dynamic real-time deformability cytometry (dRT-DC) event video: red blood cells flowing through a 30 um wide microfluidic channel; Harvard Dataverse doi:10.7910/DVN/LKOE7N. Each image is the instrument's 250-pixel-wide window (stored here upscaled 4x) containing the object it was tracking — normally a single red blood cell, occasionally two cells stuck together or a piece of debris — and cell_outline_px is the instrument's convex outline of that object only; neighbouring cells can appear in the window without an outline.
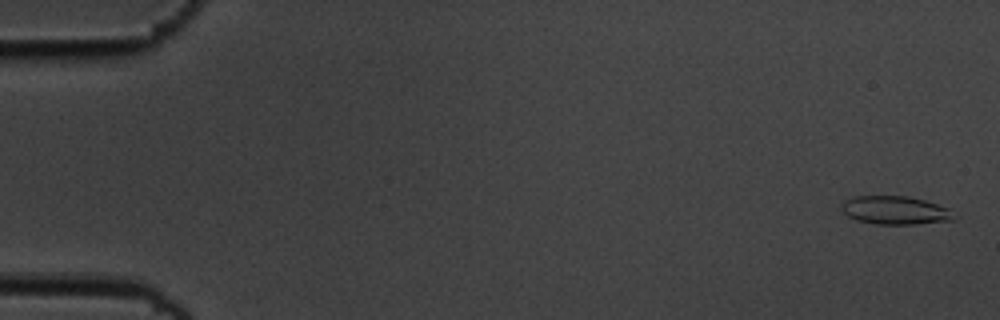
{"species": "common noctule bat (a hibernating species)", "species_latin": "Nyctalus noctula", "temperature_condition": "cold", "stored_images_in_passage": 56, "camera_frame_rate_fps": 3000, "um_per_image_px": 0.085, "animal": {"sex": "male", "body_mass_g": 19.5, "forearm_length_mm": 54.6}, "frame": {"image": 1, "passage_image": 2, "time_ms": 0.333, "image_size_px": [1000, 320], "cell_outline_px": [[956, 220], [916, 224], [876, 224], [856, 220], [848, 216], [840, 208], [840, 204], [844, 200], [852, 196], [908, 196], [924, 200], [948, 208], [956, 216]], "centroid_in_image_um": [76.07, 17.87], "position_along_channel_um": 8.9, "area_um2": 18.73}}
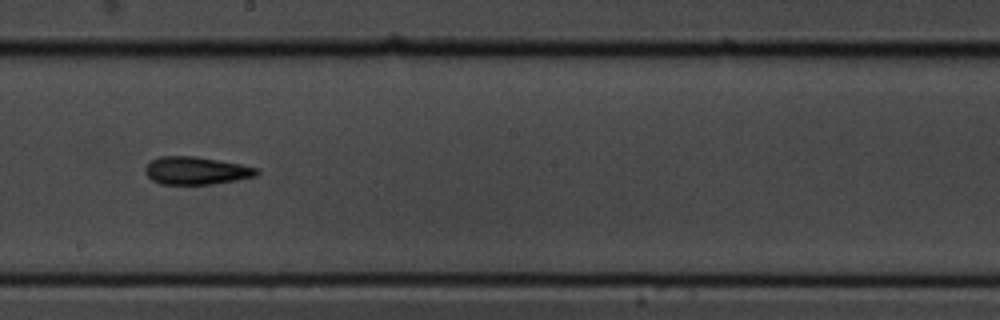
{"frame": {"image": 2, "passage_image": 32, "time_ms": 10.333, "image_size_px": [1000, 320], "cell_outline_px": [[260, 172], [256, 176], [236, 180], [212, 184], [160, 184], [152, 180], [144, 172], [144, 168], [152, 160], [160, 156], [196, 156], [240, 164], [260, 168]], "centroid_in_image_um": [16.69, 14.5], "position_along_channel_um": 231.5, "area_um2": 18.09}}
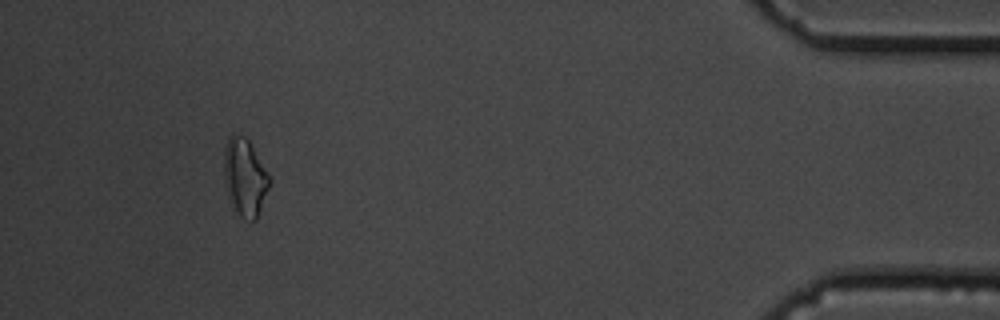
{"frame": {"image": 3, "passage_image": 52, "time_ms": 17.0, "image_size_px": [1000, 320], "cell_outline_px": [[272, 180], [256, 220], [252, 220], [240, 216], [232, 208], [224, 176], [224, 148], [228, 136], [232, 132], [244, 136], [248, 140], [272, 176]], "centroid_in_image_um": [20.83, 15.02], "position_along_channel_um": 414.4, "area_um2": 20.75}, "authors_computed_cell_mechanics": {"area_um2": 18.0336, "velocity_mm_per_s": 3.6376, "shape_relaxation_time_tau1_ms": null, "shape_relaxation_time_tau2_ms": 5.5546, "deformation_change_tau1": null, "deformation_change_tau2": 0.1463}}